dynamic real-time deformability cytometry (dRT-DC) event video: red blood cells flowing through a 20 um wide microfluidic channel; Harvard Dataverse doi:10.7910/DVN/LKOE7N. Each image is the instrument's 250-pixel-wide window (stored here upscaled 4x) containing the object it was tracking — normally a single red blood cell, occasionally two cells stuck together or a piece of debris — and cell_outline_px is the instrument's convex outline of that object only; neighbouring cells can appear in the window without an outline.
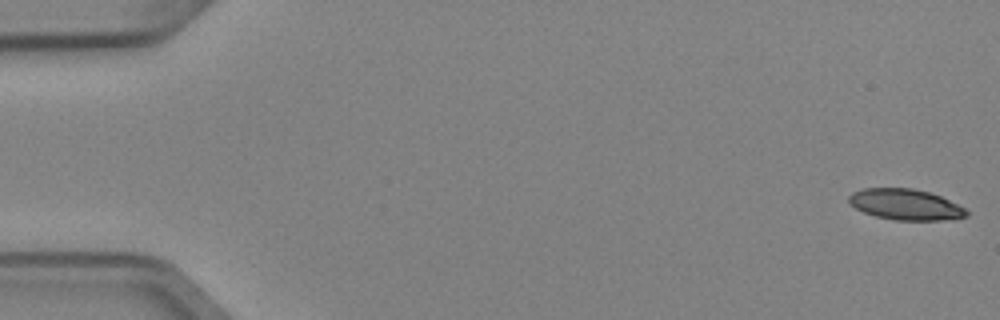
{"species": "Egyptian fruit bat (a non-hibernating species)", "species_latin": "Rousettus aegyptiacus", "temperature_condition": "cold", "stored_images_in_passage": 5, "camera_frame_rate_fps": 3000, "um_per_image_px": 0.085, "animal": {"sex": "female"}, "frame": {"image": 1, "passage_image": 1, "time_ms": 0.0, "image_size_px": [1000, 320], "cell_outline_px": [[968, 216], [940, 220], [896, 220], [876, 216], [864, 212], [856, 208], [848, 200], [848, 196], [852, 192], [864, 188], [912, 188], [928, 192], [940, 196], [964, 208], [968, 212]], "centroid_in_image_um": [76.94, 17.37], "position_along_channel_um": 8.1, "area_um2": 20.87}}
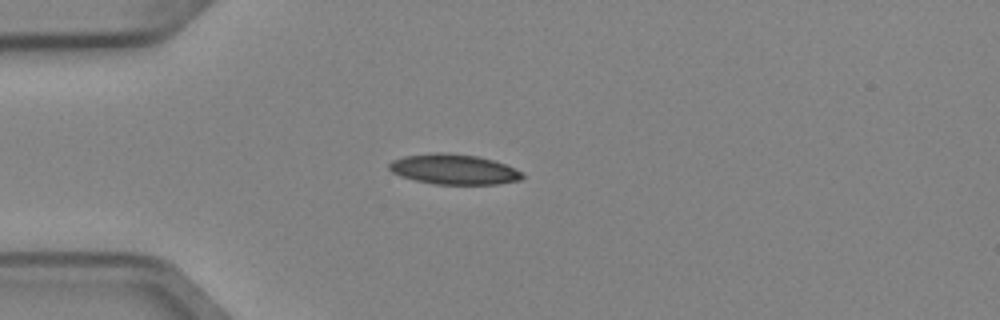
{"frame": {"image": 2, "passage_image": 4, "time_ms": 1.0, "image_size_px": [1000, 320], "cell_outline_px": [[524, 176], [520, 180], [496, 184], [436, 184], [416, 180], [400, 176], [392, 172], [388, 168], [388, 164], [392, 160], [404, 156], [440, 152], [444, 152], [476, 156], [492, 160], [504, 164], [520, 172]], "centroid_in_image_um": [38.53, 14.39], "position_along_channel_um": 46.5, "area_um2": 23.12}}